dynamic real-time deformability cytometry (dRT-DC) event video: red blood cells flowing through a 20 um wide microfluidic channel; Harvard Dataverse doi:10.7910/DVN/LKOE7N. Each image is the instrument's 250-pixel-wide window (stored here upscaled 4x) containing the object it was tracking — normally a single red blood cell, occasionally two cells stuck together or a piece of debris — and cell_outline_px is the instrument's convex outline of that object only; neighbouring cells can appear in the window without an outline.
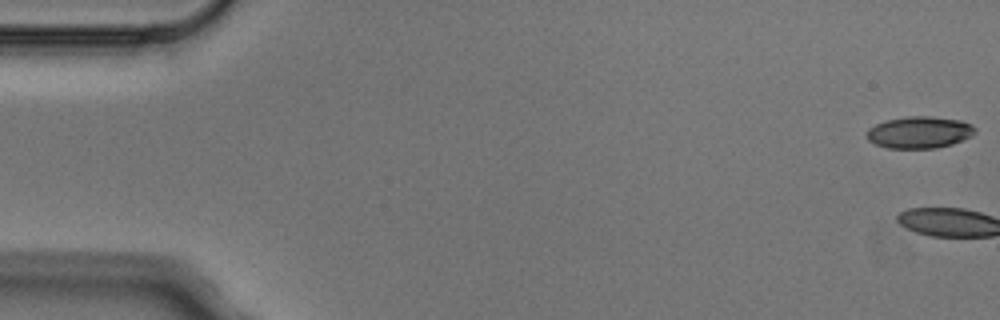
{"species": "Egyptian fruit bat (a non-hibernating species)", "species_latin": "Rousettus aegyptiacus", "temperature_condition": "cold", "stored_images_in_passage": 8, "camera_frame_rate_fps": 3000, "um_per_image_px": 0.085, "animal": {"sex": "male"}, "frame": {"image": 1, "passage_image": 1, "time_ms": 0.0, "image_size_px": [1000, 320], "cell_outline_px": [[976, 132], [972, 136], [952, 144], [936, 148], [888, 148], [876, 144], [868, 140], [868, 128], [876, 124], [888, 120], [908, 116], [928, 116], [960, 120], [972, 124], [976, 128]], "centroid_in_image_um": [78.19, 11.25], "position_along_channel_um": 6.8, "area_um2": 20.0}}
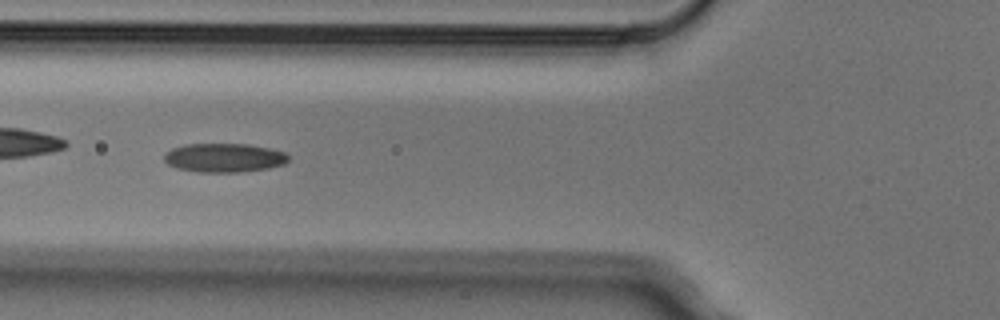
{"frame": {"image": 2, "passage_image": 6, "time_ms": 1.667, "image_size_px": [1000, 320], "cell_outline_px": [[288, 160], [284, 164], [268, 168], [244, 172], [200, 172], [176, 168], [168, 164], [164, 160], [164, 156], [172, 148], [188, 144], [248, 144], [268, 148], [284, 152], [288, 156]], "centroid_in_image_um": [19.05, 13.41], "position_along_channel_um": 106.7, "area_um2": 20.81}}
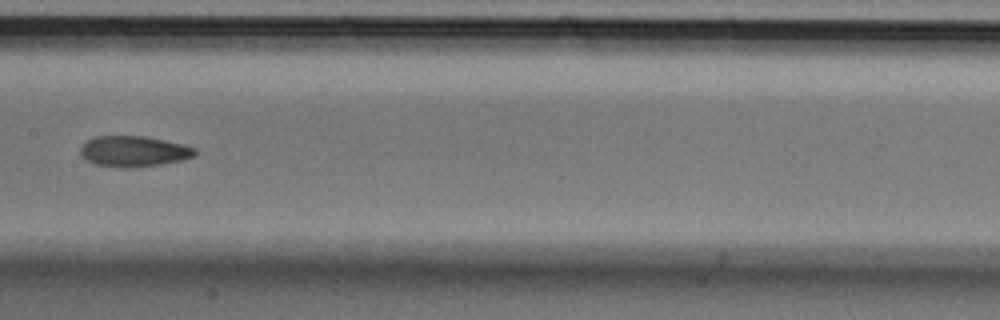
{"frame": {"image": 3, "passage_image": 8, "time_ms": 2.333, "image_size_px": [1000, 320], "cell_outline_px": [[196, 156], [184, 160], [160, 164], [132, 168], [120, 168], [96, 164], [88, 160], [80, 152], [80, 148], [88, 140], [96, 136], [148, 136], [184, 144], [196, 148]], "centroid_in_image_um": [11.43, 12.86], "position_along_channel_um": 196.0, "area_um2": 20.63}}